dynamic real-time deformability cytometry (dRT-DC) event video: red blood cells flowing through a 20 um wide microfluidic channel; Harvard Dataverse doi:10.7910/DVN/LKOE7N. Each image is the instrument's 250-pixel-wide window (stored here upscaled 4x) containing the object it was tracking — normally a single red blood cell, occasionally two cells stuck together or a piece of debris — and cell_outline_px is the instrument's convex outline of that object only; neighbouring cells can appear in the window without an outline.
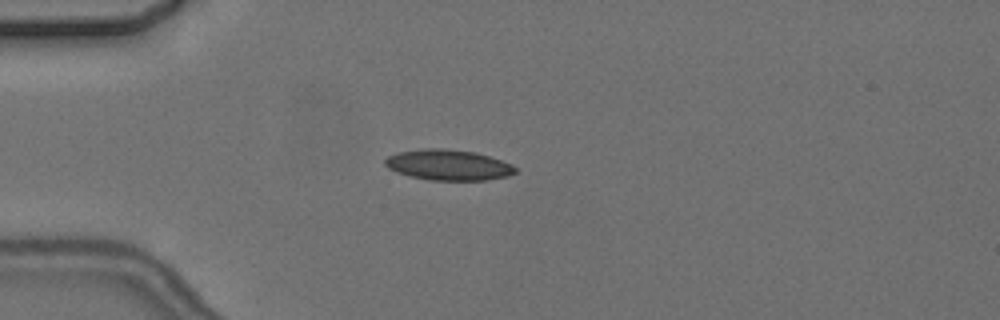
{"species": "common noctule bat (a hibernating species)", "species_latin": "Nyctalus noctula", "temperature_condition": "cold", "stored_images_in_passage": 5, "camera_frame_rate_fps": 3000, "um_per_image_px": 0.085, "animal": {"sex": "female", "body_mass_g": 24.6, "forearm_length_mm": 56.2}, "frame": {"image": 1, "passage_image": 4, "time_ms": 4.0, "image_size_px": [1000, 320], "cell_outline_px": [[516, 172], [508, 176], [488, 180], [428, 180], [396, 172], [388, 168], [384, 164], [384, 160], [388, 156], [396, 152], [424, 148], [444, 148], [476, 152], [512, 164], [516, 168]], "centroid_in_image_um": [38.09, 14.01], "position_along_channel_um": 46.9, "area_um2": 23.35}}